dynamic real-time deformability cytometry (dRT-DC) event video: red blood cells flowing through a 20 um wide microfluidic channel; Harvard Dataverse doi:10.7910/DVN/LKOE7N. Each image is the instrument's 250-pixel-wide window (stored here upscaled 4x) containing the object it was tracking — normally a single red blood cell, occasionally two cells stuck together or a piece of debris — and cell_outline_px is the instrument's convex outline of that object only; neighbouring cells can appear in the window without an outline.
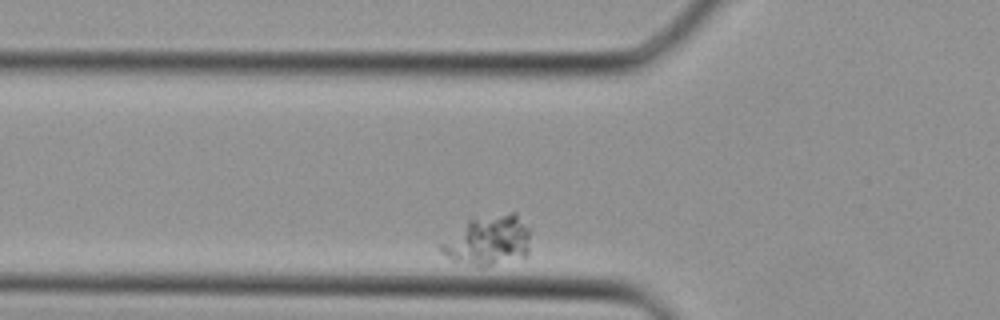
{"species": "Egyptian fruit bat (a non-hibernating species)", "species_latin": "Rousettus aegyptiacus", "temperature_condition": "cold", "stored_images_in_passage": 28, "camera_frame_rate_fps": 3000, "um_per_image_px": 0.085, "animal": {"sex": "female"}, "frame": {"image": 1, "passage_image": 6, "time_ms": 1.667, "image_size_px": [1000, 320], "cell_outline_px": [[532, 232], [528, 256], [484, 268], [476, 268], [452, 260], [440, 252], [440, 244], [468, 220], [512, 212], [516, 212]], "centroid_in_image_um": [41.55, 20.49], "position_along_channel_um": 84.2, "area_um2": 26.41}}
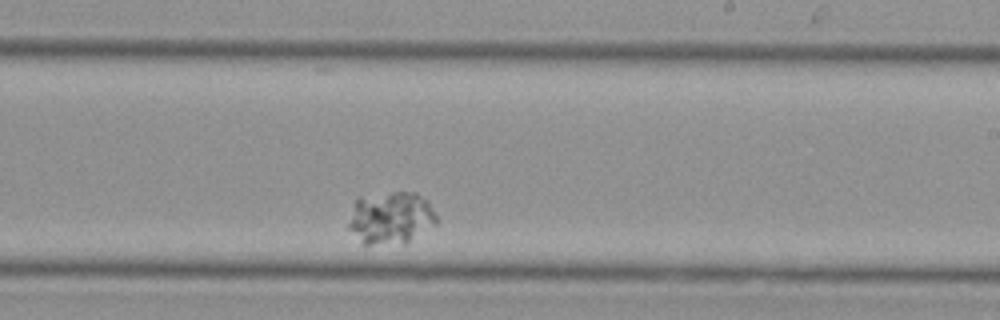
{"frame": {"image": 2, "passage_image": 18, "time_ms": 5.667, "image_size_px": [1000, 320], "cell_outline_px": [[440, 220], [436, 224], [404, 244], [364, 244], [348, 228], [348, 224], [352, 204], [356, 196], [392, 192], [416, 192], [428, 200]], "centroid_in_image_um": [33.22, 18.49], "position_along_channel_um": 255.8, "area_um2": 27.4}}
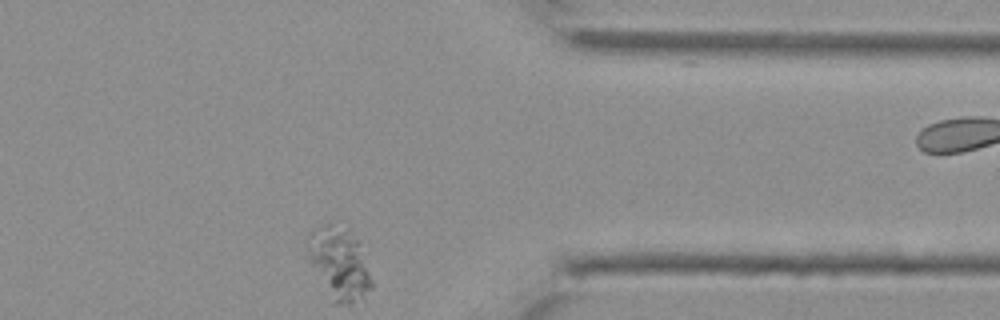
{"frame": {"image": 3, "passage_image": 27, "time_ms": 8.667, "image_size_px": [1000, 320], "cell_outline_px": [[372, 288], [364, 300], [352, 304], [332, 304], [308, 256], [304, 244], [304, 240], [312, 228], [320, 224], [332, 220], [348, 228], [360, 240], [372, 280]], "centroid_in_image_um": [28.83, 22.33], "position_along_channel_um": 382.6, "area_um2": 28.32}}